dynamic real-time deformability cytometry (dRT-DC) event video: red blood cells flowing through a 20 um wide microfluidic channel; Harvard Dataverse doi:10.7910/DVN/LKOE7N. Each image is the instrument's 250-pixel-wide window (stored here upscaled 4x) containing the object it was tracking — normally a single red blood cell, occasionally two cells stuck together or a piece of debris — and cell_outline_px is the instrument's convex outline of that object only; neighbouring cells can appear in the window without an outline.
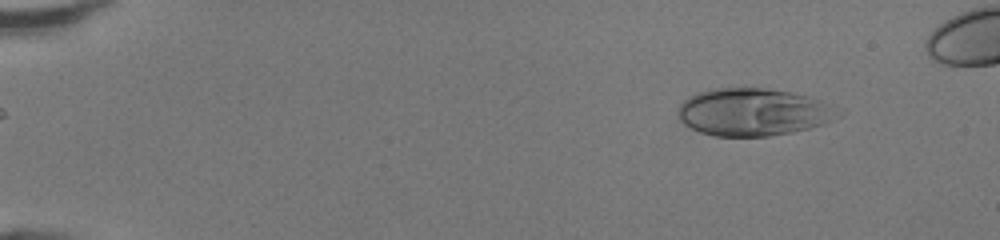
{"species": "human", "species_latin": "Homo sapiens", "temperature_condition": "room temperature", "stored_images_in_passage": 48, "camera_frame_rate_fps": 3000, "um_per_image_px": 0.085, "donor": {"sex": "female"}, "frame": {"image": 1, "passage_image": 6, "time_ms": 1.667, "image_size_px": [1000, 240], "cell_outline_px": [[832, 120], [824, 124], [792, 132], [768, 136], [712, 136], [700, 132], [684, 124], [676, 116], [676, 112], [680, 104], [688, 96], [696, 92], [716, 88], [768, 88], [792, 92], [808, 96], [820, 100], [824, 104], [832, 116]], "centroid_in_image_um": [63.84, 9.52], "position_along_channel_um": 21.2, "area_um2": 43.58}}
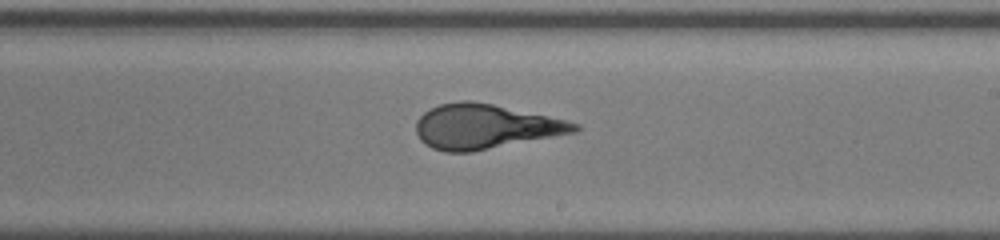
{"frame": {"image": 2, "passage_image": 30, "time_ms": 9.667, "image_size_px": [1000, 240], "cell_outline_px": [[580, 128], [576, 132], [472, 152], [444, 152], [432, 148], [424, 144], [420, 140], [416, 132], [416, 120], [424, 112], [440, 104], [460, 100], [472, 100], [492, 104], [564, 120], [580, 124]], "centroid_in_image_um": [41.18, 10.77], "position_along_channel_um": 247.8, "area_um2": 40.98}}
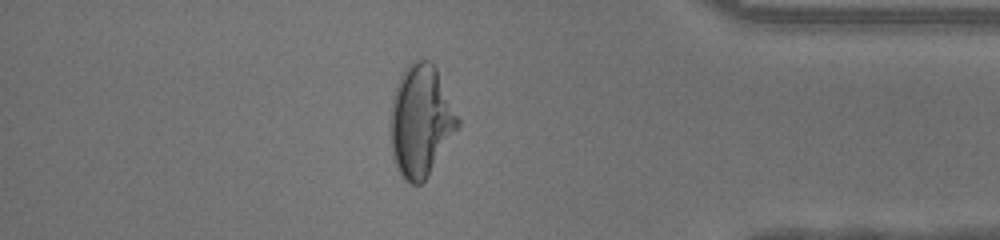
{"frame": {"image": 3, "passage_image": 42, "time_ms": 13.667, "image_size_px": [1000, 240], "cell_outline_px": [[460, 128], [424, 180], [420, 184], [412, 184], [404, 180], [400, 176], [396, 168], [392, 156], [388, 128], [388, 120], [392, 96], [396, 84], [404, 68], [412, 60], [420, 56], [428, 60], [436, 68], [460, 120]], "centroid_in_image_um": [35.72, 10.26], "position_along_channel_um": 399.5, "area_um2": 44.85}}